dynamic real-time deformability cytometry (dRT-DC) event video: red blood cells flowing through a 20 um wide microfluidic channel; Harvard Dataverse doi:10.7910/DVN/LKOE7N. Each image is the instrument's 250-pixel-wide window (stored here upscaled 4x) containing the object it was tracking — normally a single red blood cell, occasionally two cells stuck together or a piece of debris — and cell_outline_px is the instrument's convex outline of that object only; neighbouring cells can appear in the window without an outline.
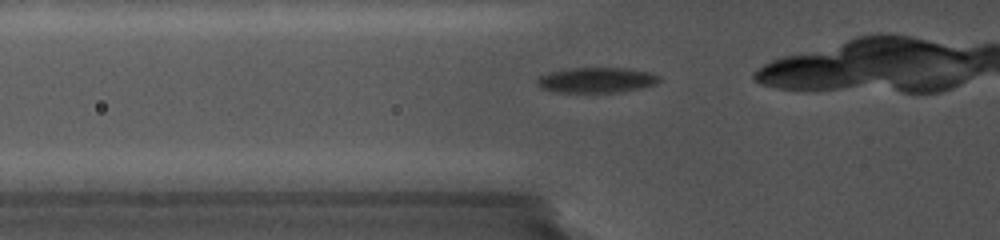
{"species": "common noctule bat (a hibernating species)", "species_latin": "Nyctalus noctula", "temperature_condition": "cold", "stored_images_in_passage": 9, "camera_frame_rate_fps": 5000, "um_per_image_px": 0.085, "animal": {"sex": "female", "body_mass_g": 19.0, "forearm_length_mm": 56.7}, "frame": {"image": 1, "passage_image": 3, "time_ms": 0.6, "image_size_px": [1000, 240], "cell_outline_px": [[660, 80], [656, 84], [640, 88], [620, 92], [552, 92], [540, 88], [536, 84], [536, 80], [540, 76], [548, 72], [564, 68], [624, 68], [648, 72], [660, 76]], "centroid_in_image_um": [50.64, 6.81], "position_along_channel_um": 75.2, "area_um2": 18.15}}